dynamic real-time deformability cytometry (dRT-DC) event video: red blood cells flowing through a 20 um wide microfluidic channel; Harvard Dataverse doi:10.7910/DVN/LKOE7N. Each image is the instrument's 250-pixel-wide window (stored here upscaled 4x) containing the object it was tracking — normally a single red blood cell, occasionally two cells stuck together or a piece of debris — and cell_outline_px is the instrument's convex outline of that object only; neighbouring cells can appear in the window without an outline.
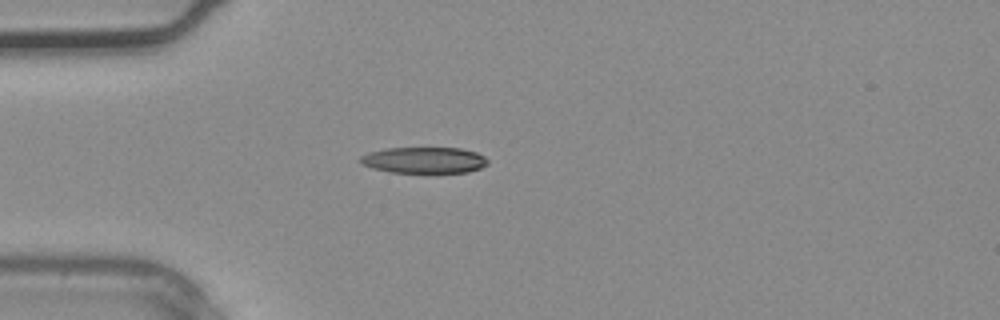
{"species": "common noctule bat (a hibernating species)", "species_latin": "Nyctalus noctula", "temperature_condition": "warm", "stored_images_in_passage": 2, "camera_frame_rate_fps": 3000, "um_per_image_px": 0.085, "animal": {"sex": "male", "body_mass_g": 20.4}, "frame": {"image": 1, "passage_image": 2, "time_ms": 0.333, "image_size_px": [1000, 320], "cell_outline_px": [[488, 164], [480, 168], [468, 172], [436, 176], [388, 172], [372, 168], [356, 160], [360, 156], [368, 152], [384, 148], [460, 148], [476, 152], [484, 156], [488, 160]], "centroid_in_image_um": [36.05, 13.67], "position_along_channel_um": 48.9, "area_um2": 20.63}}